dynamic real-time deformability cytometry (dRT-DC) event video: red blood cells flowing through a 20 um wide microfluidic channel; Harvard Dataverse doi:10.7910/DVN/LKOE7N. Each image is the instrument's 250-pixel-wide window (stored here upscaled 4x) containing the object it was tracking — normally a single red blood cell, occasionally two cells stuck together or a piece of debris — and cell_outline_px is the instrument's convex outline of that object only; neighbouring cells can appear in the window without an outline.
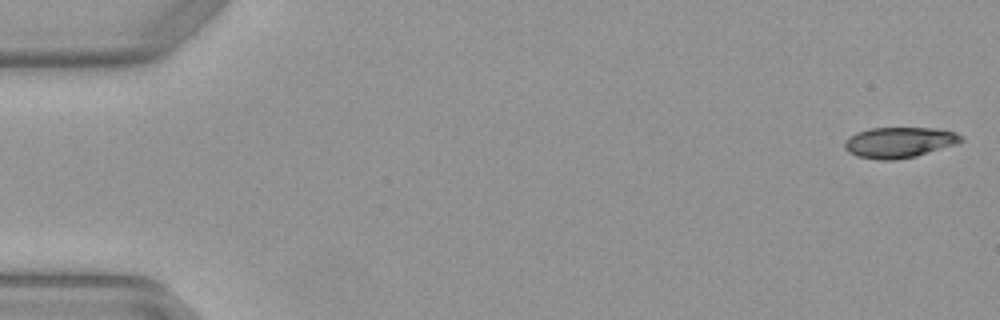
{"species": "Egyptian fruit bat (a non-hibernating species)", "species_latin": "Rousettus aegyptiacus", "temperature_condition": "warm", "stored_images_in_passage": 4, "camera_frame_rate_fps": 3000, "um_per_image_px": 0.085, "animal": {"sex": "female"}, "frame": {"image": 1, "passage_image": 1, "time_ms": 0.0, "image_size_px": [1000, 320], "cell_outline_px": [[964, 140], [956, 144], [916, 156], [892, 160], [880, 160], [856, 156], [848, 152], [844, 148], [844, 140], [856, 132], [872, 128], [936, 128], [956, 132], [964, 136]], "centroid_in_image_um": [76.44, 12.1], "position_along_channel_um": 8.6, "area_um2": 20.92}}
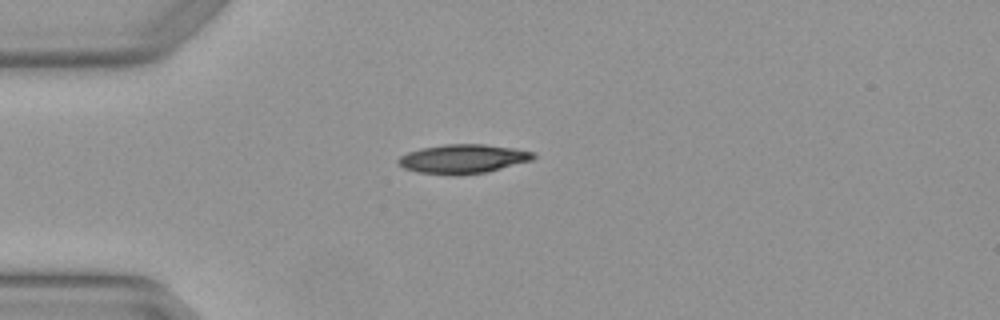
{"frame": {"image": 2, "passage_image": 4, "time_ms": 1.0, "image_size_px": [1000, 320], "cell_outline_px": [[536, 156], [532, 160], [488, 172], [456, 176], [416, 172], [404, 168], [396, 160], [400, 156], [408, 152], [420, 148], [444, 144], [484, 144], [512, 148], [536, 152]], "centroid_in_image_um": [39.35, 13.51], "position_along_channel_um": 45.6, "area_um2": 23.12}}